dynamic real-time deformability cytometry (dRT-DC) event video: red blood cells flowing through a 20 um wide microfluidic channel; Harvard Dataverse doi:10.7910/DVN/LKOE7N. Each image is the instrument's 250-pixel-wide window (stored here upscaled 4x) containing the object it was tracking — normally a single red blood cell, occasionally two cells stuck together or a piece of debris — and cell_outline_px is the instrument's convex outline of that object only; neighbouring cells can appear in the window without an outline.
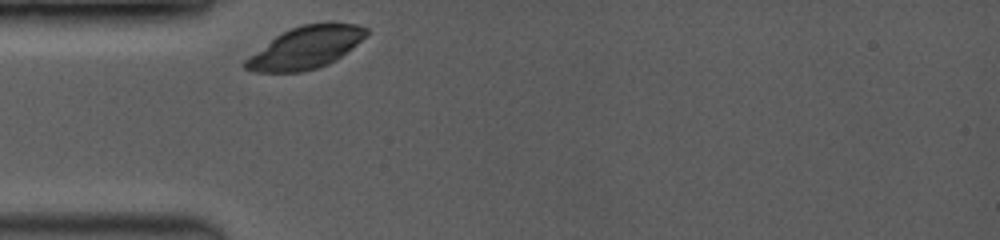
{"species": "common noctule bat (a hibernating species)", "species_latin": "Nyctalus noctula", "temperature_condition": "room temperature", "stored_images_in_passage": 9, "camera_frame_rate_fps": 3500, "um_per_image_px": 0.085, "animal": {"sex": "female", "body_mass_g": 19.0, "forearm_length_mm": 53.3}, "frame": {"image": 1, "passage_image": 1, "time_ms": 0.0, "image_size_px": [1000, 240], "cell_outline_px": [[368, 36], [352, 48], [328, 64], [316, 68], [300, 72], [252, 72], [244, 68], [240, 64], [244, 60], [276, 36], [300, 24], [356, 24], [368, 28]], "centroid_in_image_um": [25.96, 4.07], "position_along_channel_um": 59.0, "area_um2": 29.25}}
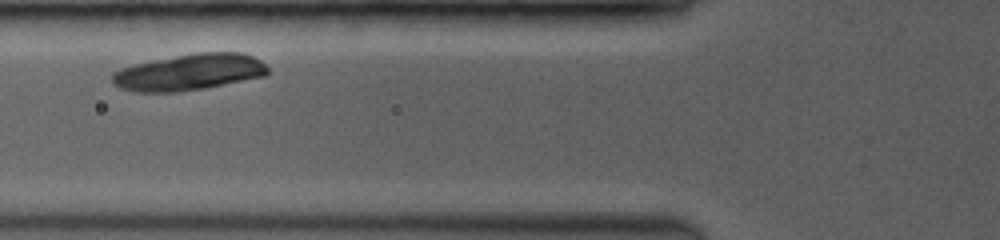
{"frame": {"image": 2, "passage_image": 6, "time_ms": 1.429, "image_size_px": [1000, 240], "cell_outline_px": [[268, 72], [264, 76], [204, 88], [176, 92], [136, 92], [120, 88], [112, 84], [112, 72], [120, 68], [132, 64], [196, 52], [240, 52], [252, 56], [260, 60], [268, 68]], "centroid_in_image_um": [16.03, 6.13], "position_along_channel_um": 109.8, "area_um2": 33.0}}